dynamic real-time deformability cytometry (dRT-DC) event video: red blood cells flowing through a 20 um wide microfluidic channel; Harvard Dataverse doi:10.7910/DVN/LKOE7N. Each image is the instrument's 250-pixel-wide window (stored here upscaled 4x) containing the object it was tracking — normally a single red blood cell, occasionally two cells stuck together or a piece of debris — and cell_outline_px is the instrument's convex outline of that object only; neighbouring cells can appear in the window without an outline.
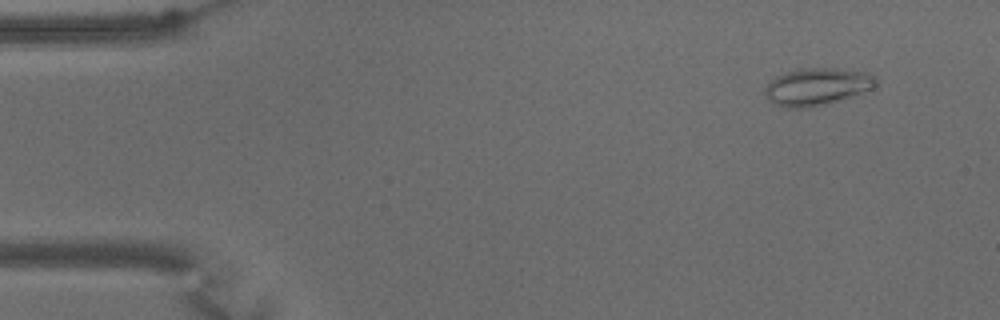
{"species": "common noctule bat (a hibernating species)", "species_latin": "Nyctalus noctula", "temperature_condition": "warm", "stored_images_in_passage": 60, "camera_frame_rate_fps": 3000, "um_per_image_px": 0.085, "animal": {"sex": "male", "body_mass_g": 15.6}, "frame": {"image": 1, "passage_image": 5, "time_ms": 1.333, "image_size_px": [1000, 320], "cell_outline_px": [[880, 84], [872, 92], [824, 104], [804, 108], [784, 108], [776, 104], [764, 92], [764, 88], [776, 76], [800, 68], [836, 68], [868, 72], [876, 76]], "centroid_in_image_um": [69.59, 7.36], "position_along_channel_um": 15.4, "area_um2": 24.57}}
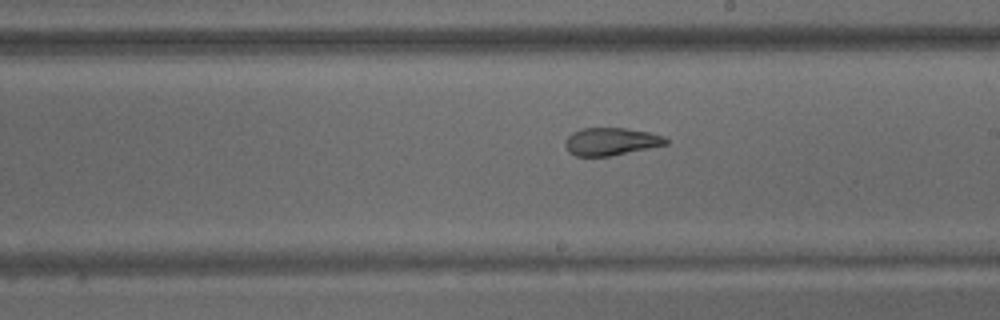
{"frame": {"image": 2, "passage_image": 34, "time_ms": 11.0, "image_size_px": [1000, 320], "cell_outline_px": [[668, 144], [608, 156], [576, 156], [568, 152], [564, 144], [564, 140], [572, 132], [580, 128], [624, 128], [648, 132], [664, 136], [668, 140]], "centroid_in_image_um": [51.89, 12.02], "position_along_channel_um": 237.1, "area_um2": 16.18}}
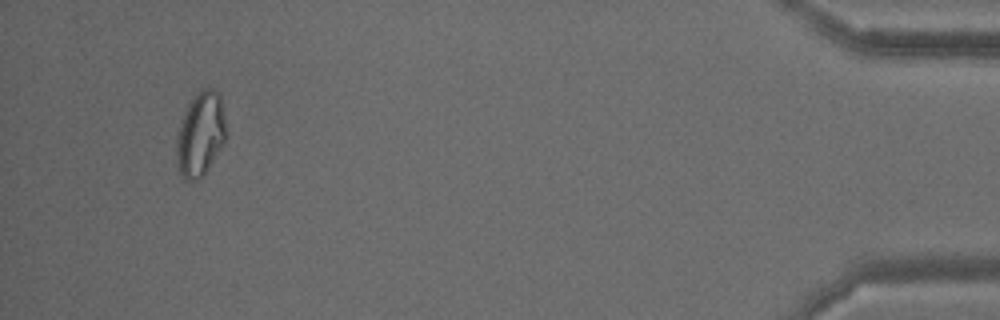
{"frame": {"image": 3, "passage_image": 57, "time_ms": 18.667, "image_size_px": [1000, 320], "cell_outline_px": [[224, 144], [204, 176], [200, 180], [184, 180], [180, 172], [176, 156], [176, 140], [184, 112], [192, 96], [196, 92], [204, 88], [212, 88], [220, 96], [224, 116]], "centroid_in_image_um": [17.02, 11.43], "position_along_channel_um": 418.2, "area_um2": 24.22}, "authors_computed_cell_mechanics": {"area_um2": 21.1837, "velocity_mm_per_s": 3.3384, "shape_relaxation_time_tau1_ms": null, "shape_relaxation_time_tau2_ms": 2.2095, "deformation_change_tau1": null, "deformation_change_tau2": 0.0875}}